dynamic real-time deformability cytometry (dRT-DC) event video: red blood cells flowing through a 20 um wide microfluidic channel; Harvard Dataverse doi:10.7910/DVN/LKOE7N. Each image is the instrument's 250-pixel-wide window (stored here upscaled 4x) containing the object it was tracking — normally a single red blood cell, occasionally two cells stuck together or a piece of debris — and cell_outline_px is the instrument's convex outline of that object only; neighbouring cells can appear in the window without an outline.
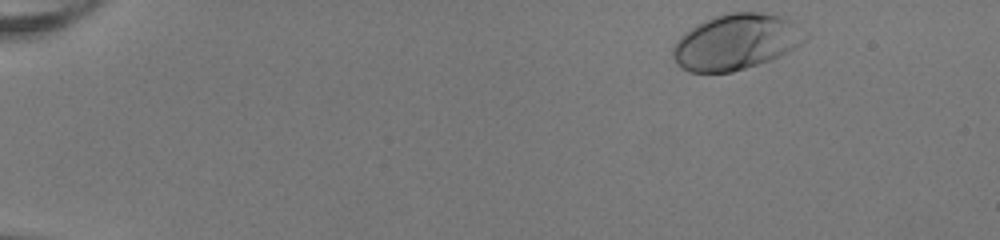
{"species": "human", "species_latin": "Homo sapiens", "temperature_condition": "room temperature", "stored_images_in_passage": 46, "camera_frame_rate_fps": 3000, "um_per_image_px": 0.085, "donor": {"sex": "female"}, "frame": {"image": 1, "passage_image": 1, "time_ms": 0.0, "image_size_px": [1000, 240], "cell_outline_px": [[808, 36], [800, 44], [788, 52], [780, 56], [732, 72], [688, 72], [672, 56], [672, 48], [676, 40], [684, 32], [716, 16], [732, 12], [756, 12], [780, 16], [792, 20], [808, 32]], "centroid_in_image_um": [62.6, 3.56], "position_along_channel_um": 22.4, "area_um2": 42.48}}
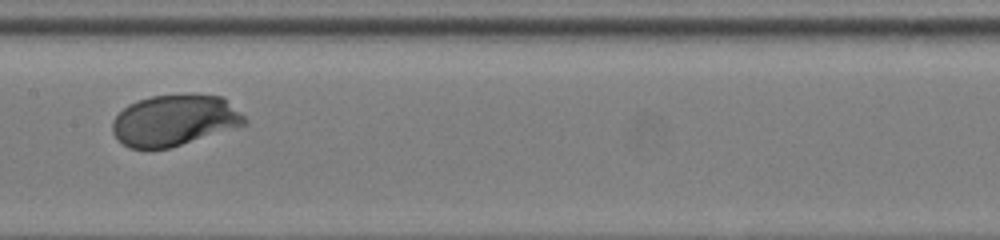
{"frame": {"image": 2, "passage_image": 23, "time_ms": 7.333, "image_size_px": [1000, 240], "cell_outline_px": [[248, 124], [236, 128], [168, 148], [128, 148], [112, 132], [112, 120], [128, 104], [152, 96], [220, 96], [244, 116], [248, 120]], "centroid_in_image_um": [14.81, 10.26], "position_along_channel_um": 192.6, "area_um2": 38.44}}
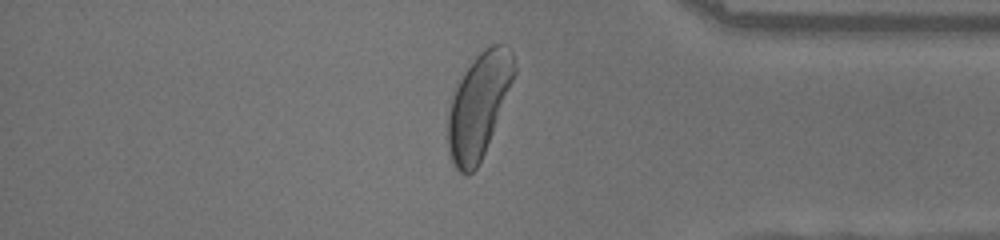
{"frame": {"image": 3, "passage_image": 39, "time_ms": 12.667, "image_size_px": [1000, 240], "cell_outline_px": [[516, 72], [484, 152], [476, 168], [468, 176], [460, 172], [452, 164], [448, 152], [448, 116], [452, 100], [456, 88], [464, 72], [472, 60], [484, 48], [492, 44], [508, 44], [512, 52], [516, 68]], "centroid_in_image_um": [40.69, 8.94], "position_along_channel_um": 394.5, "area_um2": 39.59}, "authors_computed_cell_mechanics": {"area_um2": 39.4485, "velocity_mm_per_s": 4.0312, "shape_relaxation_time_tau1_ms": 1.4178, "shape_relaxation_time_tau2_ms": null, "deformation_change_tau1": 0.1398, "deformation_change_tau2": null}}